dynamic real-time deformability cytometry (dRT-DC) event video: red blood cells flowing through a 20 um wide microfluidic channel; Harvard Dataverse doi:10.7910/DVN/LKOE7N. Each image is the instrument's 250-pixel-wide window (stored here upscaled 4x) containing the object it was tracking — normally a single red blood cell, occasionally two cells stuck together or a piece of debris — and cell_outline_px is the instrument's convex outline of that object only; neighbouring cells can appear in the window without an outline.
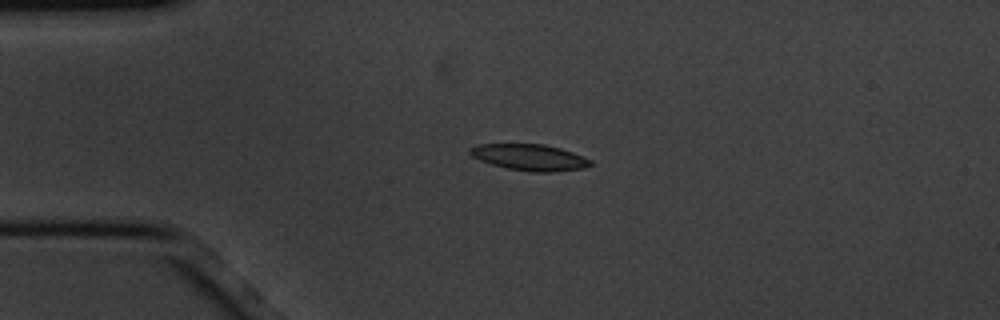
{"species": "common noctule bat (a hibernating species)", "species_latin": "Nyctalus noctula", "temperature_condition": "cold", "stored_images_in_passage": 5, "camera_frame_rate_fps": 3000, "um_per_image_px": 0.085, "animal": {"sex": "male", "body_mass_g": 20.1, "forearm_length_mm": 53.5}, "frame": {"image": 1, "passage_image": 3, "time_ms": 0.667, "image_size_px": [1000, 320], "cell_outline_px": [[592, 164], [584, 168], [552, 172], [536, 172], [508, 168], [492, 164], [480, 160], [472, 156], [468, 152], [476, 144], [544, 144], [560, 148], [572, 152], [592, 160]], "centroid_in_image_um": [45.03, 13.37], "position_along_channel_um": 40.0, "area_um2": 18.26}}
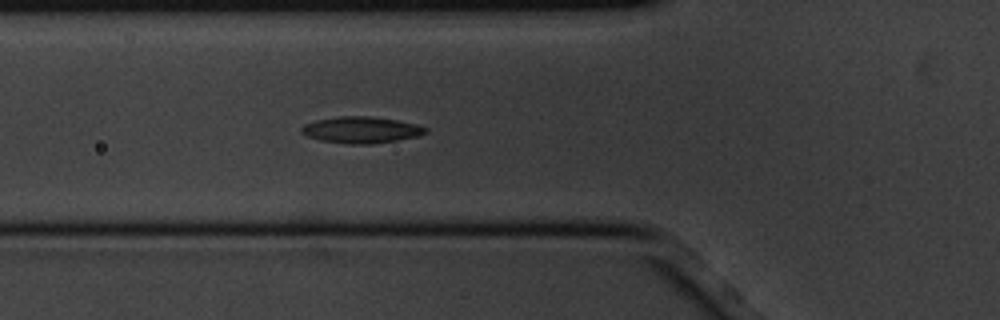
{"frame": {"image": 2, "passage_image": 5, "time_ms": 1.333, "image_size_px": [1000, 320], "cell_outline_px": [[428, 132], [416, 136], [396, 140], [372, 144], [348, 144], [320, 140], [308, 136], [300, 132], [300, 128], [304, 124], [316, 120], [336, 116], [372, 116], [396, 120], [416, 124], [428, 128]], "centroid_in_image_um": [30.68, 11.03], "position_along_channel_um": 95.1, "area_um2": 19.13}}